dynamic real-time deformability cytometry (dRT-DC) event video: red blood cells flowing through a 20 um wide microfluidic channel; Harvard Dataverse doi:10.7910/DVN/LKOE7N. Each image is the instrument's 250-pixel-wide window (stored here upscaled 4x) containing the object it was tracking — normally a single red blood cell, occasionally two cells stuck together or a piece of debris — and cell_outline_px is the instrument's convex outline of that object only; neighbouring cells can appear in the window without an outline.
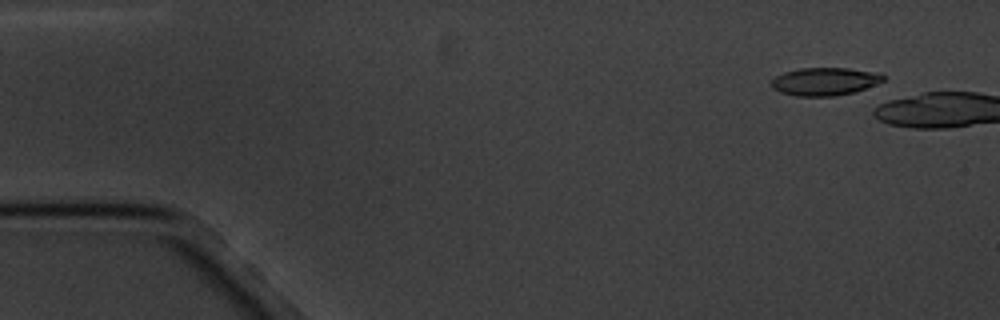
{"species": "common noctule bat (a hibernating species)", "species_latin": "Nyctalus noctula", "temperature_condition": "cold", "stored_images_in_passage": 16, "camera_frame_rate_fps": 3000, "um_per_image_px": 0.085, "animal": {"sex": "male", "body_mass_g": 20.1, "forearm_length_mm": 53.5}, "frame": {"image": 1, "passage_image": 2, "time_ms": 1.333, "image_size_px": [1000, 320], "cell_outline_px": [[884, 80], [864, 88], [852, 92], [836, 96], [796, 96], [780, 92], [772, 88], [772, 80], [776, 76], [784, 72], [800, 68], [848, 68], [880, 72], [884, 76]], "centroid_in_image_um": [70.09, 6.91], "position_along_channel_um": 14.9, "area_um2": 18.09}}
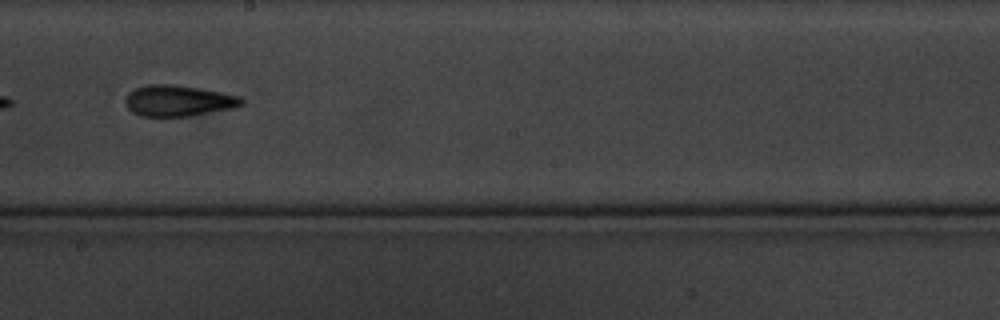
{"frame": {"image": 2, "passage_image": 11, "time_ms": 12.667, "image_size_px": [1000, 320], "cell_outline_px": [[244, 104], [232, 108], [188, 116], [140, 116], [132, 112], [128, 108], [124, 100], [128, 92], [136, 88], [148, 84], [176, 84], [220, 92], [240, 96], [244, 100]], "centroid_in_image_um": [15.13, 8.55], "position_along_channel_um": 233.1, "area_um2": 20.98}}
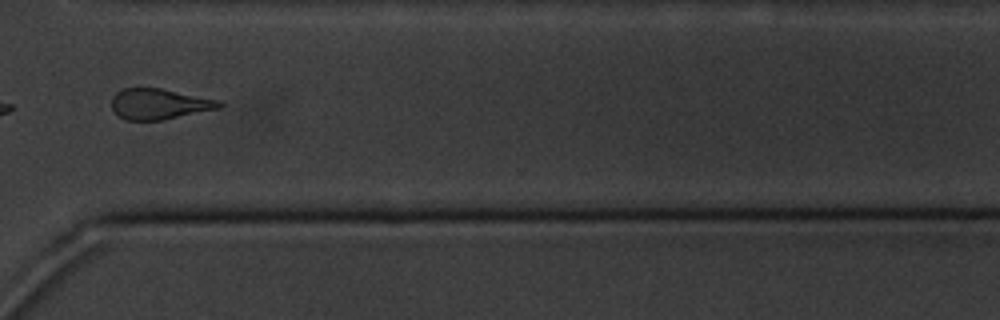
{"frame": {"image": 3, "passage_image": 14, "time_ms": 16.333, "image_size_px": [1000, 320], "cell_outline_px": [[224, 104], [220, 108], [164, 120], [124, 120], [112, 108], [112, 96], [116, 92], [124, 88], [160, 88], [220, 100]], "centroid_in_image_um": [13.55, 8.84], "position_along_channel_um": 357.1, "area_um2": 19.25}}